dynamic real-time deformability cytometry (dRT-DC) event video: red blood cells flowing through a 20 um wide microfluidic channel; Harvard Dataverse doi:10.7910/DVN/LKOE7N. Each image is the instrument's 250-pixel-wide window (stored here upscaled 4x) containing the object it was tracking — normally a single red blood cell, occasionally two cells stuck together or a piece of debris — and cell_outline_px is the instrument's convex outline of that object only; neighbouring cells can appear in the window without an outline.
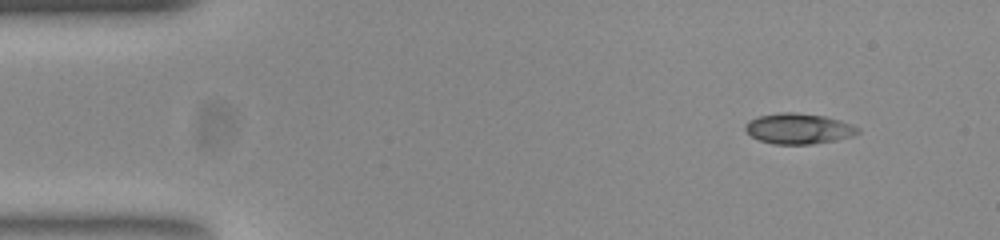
{"species": "common noctule bat (a hibernating species)", "species_latin": "Nyctalus noctula", "temperature_condition": "room temperature", "stored_images_in_passage": 49, "camera_frame_rate_fps": 3000, "um_per_image_px": 0.085, "animal": {"sex": "female", "body_mass_g": 23.0, "forearm_length_mm": 53.4}, "frame": {"image": 1, "passage_image": 1, "time_ms": 0.0, "image_size_px": [1000, 240], "cell_outline_px": [[860, 132], [852, 136], [836, 140], [812, 144], [772, 144], [760, 140], [752, 136], [744, 128], [744, 124], [748, 120], [760, 116], [780, 112], [792, 112], [824, 116], [840, 120], [852, 124], [860, 128]], "centroid_in_image_um": [67.89, 10.93], "position_along_channel_um": 17.1, "area_um2": 20.06}}
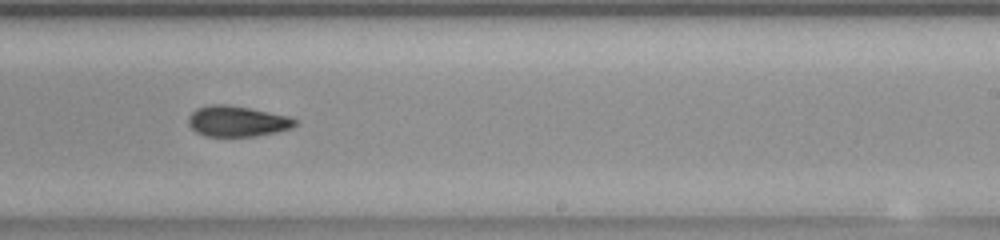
{"frame": {"image": 2, "passage_image": 28, "time_ms": 9.0, "image_size_px": [1000, 240], "cell_outline_px": [[296, 124], [292, 128], [276, 132], [256, 136], [204, 136], [196, 132], [188, 124], [188, 116], [196, 108], [212, 104], [228, 104], [288, 116], [296, 120]], "centroid_in_image_um": [20.12, 10.31], "position_along_channel_um": 268.9, "area_um2": 19.02}}
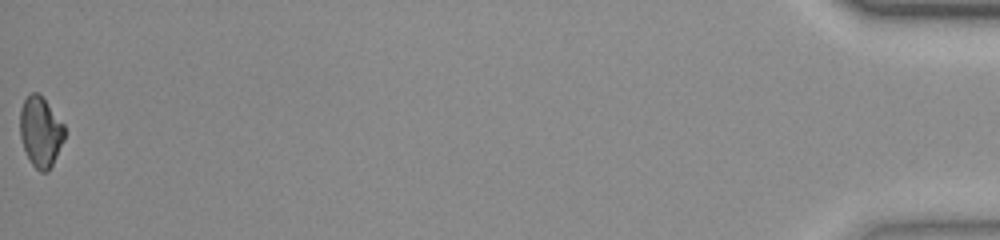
{"frame": {"image": 3, "passage_image": 49, "time_ms": 16.0, "image_size_px": [1000, 240], "cell_outline_px": [[64, 140], [48, 172], [40, 172], [32, 164], [24, 148], [20, 136], [20, 108], [24, 100], [32, 92], [36, 92], [44, 100], [64, 124]], "centroid_in_image_um": [3.44, 11.21], "position_along_channel_um": 431.8, "area_um2": 17.86}, "authors_computed_cell_mechanics": {"area_um2": 19.1896, "velocity_mm_per_s": 3.8319, "shape_relaxation_time_tau1_ms": 5.3302, "shape_relaxation_time_tau2_ms": 2.5514, "deformation_change_tau1": 0.1525, "deformation_change_tau2": 0.0681}}